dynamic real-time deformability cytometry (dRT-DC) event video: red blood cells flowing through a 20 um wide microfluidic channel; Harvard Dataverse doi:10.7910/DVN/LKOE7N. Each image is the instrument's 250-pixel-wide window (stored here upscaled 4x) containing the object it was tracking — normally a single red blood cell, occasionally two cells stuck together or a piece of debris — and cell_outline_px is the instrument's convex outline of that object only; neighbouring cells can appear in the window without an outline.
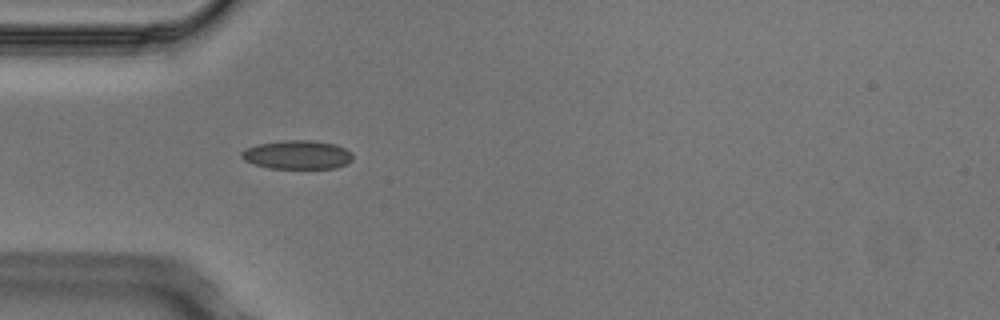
{"species": "Egyptian fruit bat (a non-hibernating species)", "species_latin": "Rousettus aegyptiacus", "temperature_condition": "cold", "stored_images_in_passage": 5, "segment_of_instrument_passage": [2, 2], "camera_frame_rate_fps": 3000, "um_per_image_px": 0.085, "animal": {"sex": "male"}, "frame": {"image": 1, "passage_image": 4, "time_ms": 1.0, "image_size_px": [1000, 320], "cell_outline_px": [[352, 160], [336, 168], [268, 168], [244, 160], [240, 156], [240, 152], [248, 148], [260, 144], [284, 140], [312, 140], [336, 144], [352, 152]], "centroid_in_image_um": [25.29, 13.15], "position_along_channel_um": 59.7, "area_um2": 18.5}}
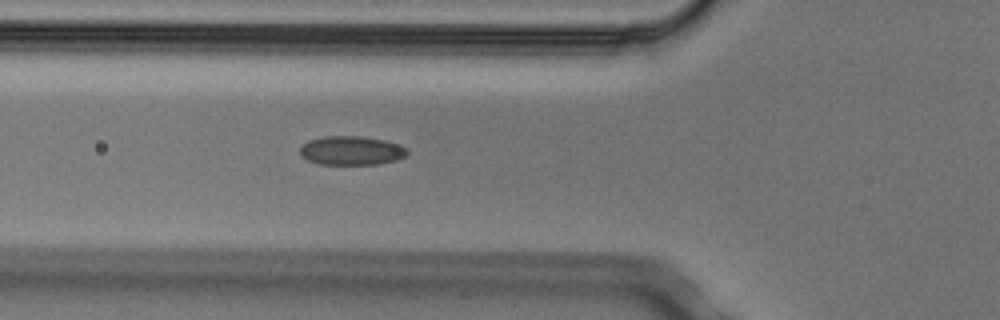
{"frame": {"image": 2, "passage_image": 5, "time_ms": 1.333, "image_size_px": [1000, 320], "cell_outline_px": [[408, 152], [404, 156], [396, 160], [380, 164], [320, 164], [308, 160], [300, 156], [300, 148], [308, 140], [324, 136], [360, 136], [384, 140], [396, 144], [404, 148]], "centroid_in_image_um": [29.82, 12.8], "position_along_channel_um": 96.0, "area_um2": 17.92}}